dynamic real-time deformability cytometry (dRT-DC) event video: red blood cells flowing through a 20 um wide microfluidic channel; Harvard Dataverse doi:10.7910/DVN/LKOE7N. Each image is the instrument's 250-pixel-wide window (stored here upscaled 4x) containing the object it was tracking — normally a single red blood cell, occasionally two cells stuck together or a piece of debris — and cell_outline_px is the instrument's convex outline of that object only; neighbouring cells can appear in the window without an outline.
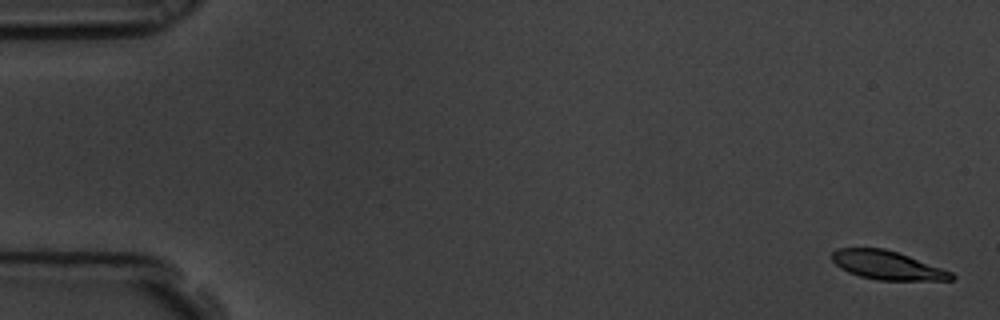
{"species": "common noctule bat (a hibernating species)", "species_latin": "Nyctalus noctula", "temperature_condition": "room temperature", "stored_images_in_passage": 7, "camera_frame_rate_fps": 3000, "um_per_image_px": 0.085, "animal": {"sex": "male", "body_mass_g": 19.5, "forearm_length_mm": 54.6}, "frame": {"image": 1, "passage_image": 1, "time_ms": 0.0, "image_size_px": [1000, 320], "cell_outline_px": [[956, 276], [952, 280], [876, 280], [860, 276], [848, 272], [840, 268], [832, 260], [832, 252], [840, 248], [884, 248], [908, 256], [952, 272]], "centroid_in_image_um": [75.4, 22.55], "position_along_channel_um": 9.6, "area_um2": 19.71}}
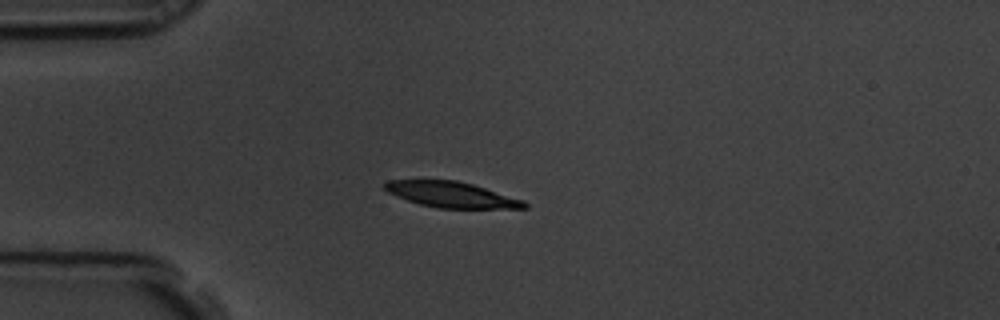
{"frame": {"image": 2, "passage_image": 5, "time_ms": 1.333, "image_size_px": [1000, 320], "cell_outline_px": [[528, 208], [436, 208], [420, 204], [396, 196], [388, 192], [384, 188], [384, 184], [388, 180], [456, 180], [472, 184], [524, 200], [528, 204]], "centroid_in_image_um": [38.38, 16.54], "position_along_channel_um": 46.6, "area_um2": 20.75}}
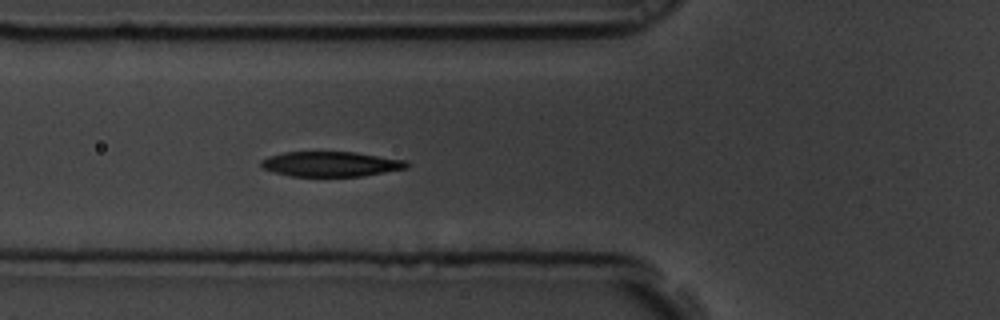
{"frame": {"image": 3, "passage_image": 7, "time_ms": 2.0, "image_size_px": [1000, 320], "cell_outline_px": [[408, 168], [360, 176], [292, 176], [272, 172], [264, 168], [260, 164], [260, 160], [268, 156], [284, 152], [356, 152], [408, 160]], "centroid_in_image_um": [28.12, 13.93], "position_along_channel_um": 97.7, "area_um2": 21.27}}